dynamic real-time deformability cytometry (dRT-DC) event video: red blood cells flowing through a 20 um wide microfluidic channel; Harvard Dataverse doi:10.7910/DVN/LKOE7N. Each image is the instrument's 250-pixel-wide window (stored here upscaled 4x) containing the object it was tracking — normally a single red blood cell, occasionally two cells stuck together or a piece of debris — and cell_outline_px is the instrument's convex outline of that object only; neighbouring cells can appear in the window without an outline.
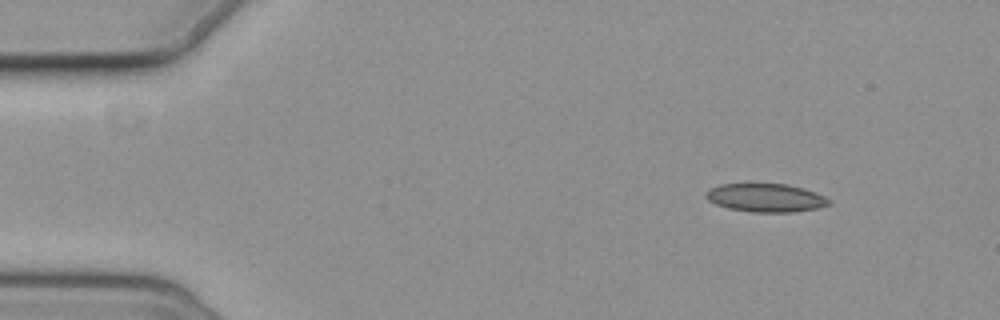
{"species": "common noctule bat (a hibernating species)", "species_latin": "Nyctalus noctula", "temperature_condition": "cold", "stored_images_in_passage": 3, "camera_frame_rate_fps": 3000, "um_per_image_px": 0.085, "animal": {"sex": "female", "body_mass_g": 19.3, "forearm_length_mm": 54.1}, "frame": {"image": 1, "passage_image": 1, "time_ms": 0.0, "image_size_px": [1000, 320], "cell_outline_px": [[832, 204], [816, 208], [792, 212], [752, 212], [728, 208], [716, 204], [708, 200], [704, 196], [704, 192], [708, 188], [720, 184], [748, 180], [788, 184], [804, 188], [816, 192], [832, 200]], "centroid_in_image_um": [65.03, 16.74], "position_along_channel_um": 20.0, "area_um2": 21.5}}
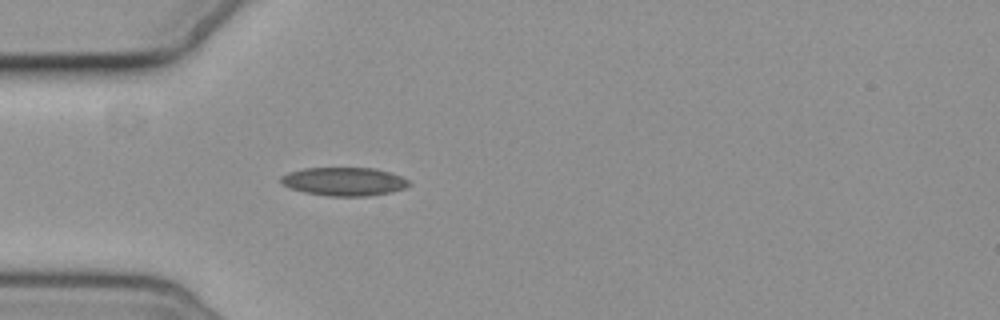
{"frame": {"image": 2, "passage_image": 3, "time_ms": 3.333, "image_size_px": [1000, 320], "cell_outline_px": [[412, 184], [404, 188], [392, 192], [368, 196], [332, 196], [304, 192], [292, 188], [284, 184], [280, 180], [280, 176], [288, 172], [304, 168], [376, 168], [400, 176], [408, 180]], "centroid_in_image_um": [29.26, 15.42], "position_along_channel_um": 55.7, "area_um2": 21.1}}